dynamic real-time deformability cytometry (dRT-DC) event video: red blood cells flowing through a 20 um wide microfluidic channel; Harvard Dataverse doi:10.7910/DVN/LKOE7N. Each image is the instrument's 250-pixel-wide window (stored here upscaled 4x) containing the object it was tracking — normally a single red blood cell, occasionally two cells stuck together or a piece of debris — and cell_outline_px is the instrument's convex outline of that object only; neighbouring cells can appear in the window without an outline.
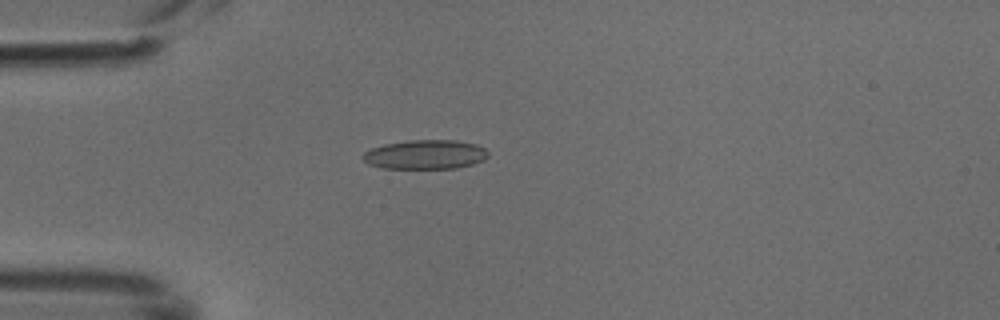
{"species": "common noctule bat (a hibernating species)", "species_latin": "Nyctalus noctula", "temperature_condition": "cold", "stored_images_in_passage": 2, "camera_frame_rate_fps": 3000, "um_per_image_px": 0.085, "animal": {"sex": "male", "body_mass_g": 18.8}, "frame": {"image": 1, "passage_image": 2, "time_ms": 0.333, "image_size_px": [1000, 320], "cell_outline_px": [[488, 156], [484, 160], [472, 164], [456, 168], [380, 168], [368, 164], [360, 156], [364, 152], [372, 148], [384, 144], [408, 140], [456, 140], [476, 144], [484, 148], [488, 152]], "centroid_in_image_um": [36.13, 13.13], "position_along_channel_um": 48.9, "area_um2": 21.44}}